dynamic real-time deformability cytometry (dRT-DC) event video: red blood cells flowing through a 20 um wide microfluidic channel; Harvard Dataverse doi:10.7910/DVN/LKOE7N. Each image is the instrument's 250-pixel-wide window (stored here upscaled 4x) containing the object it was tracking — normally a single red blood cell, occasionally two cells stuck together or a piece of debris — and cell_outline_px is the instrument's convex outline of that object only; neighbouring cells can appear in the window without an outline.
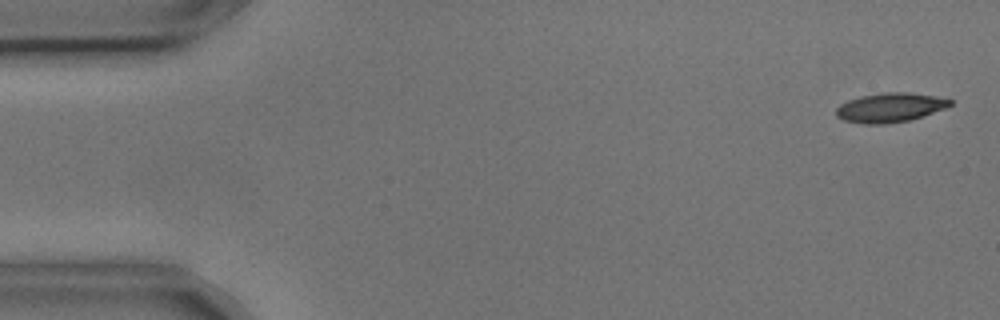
{"species": "common noctule bat (a hibernating species)", "species_latin": "Nyctalus noctula", "temperature_condition": "cold", "stored_images_in_passage": 6, "camera_frame_rate_fps": 3000, "um_per_image_px": 0.085, "animal": {"sex": "male", "body_mass_g": 17.9, "forearm_length_mm": 54.2}, "frame": {"image": 1, "passage_image": 1, "time_ms": 0.0, "image_size_px": [1000, 320], "cell_outline_px": [[952, 104], [944, 108], [908, 120], [884, 124], [864, 124], [844, 120], [836, 116], [836, 108], [840, 104], [848, 100], [864, 96], [884, 92], [908, 92], [936, 96], [952, 100]], "centroid_in_image_um": [75.62, 9.14], "position_along_channel_um": 9.4, "area_um2": 19.13}}